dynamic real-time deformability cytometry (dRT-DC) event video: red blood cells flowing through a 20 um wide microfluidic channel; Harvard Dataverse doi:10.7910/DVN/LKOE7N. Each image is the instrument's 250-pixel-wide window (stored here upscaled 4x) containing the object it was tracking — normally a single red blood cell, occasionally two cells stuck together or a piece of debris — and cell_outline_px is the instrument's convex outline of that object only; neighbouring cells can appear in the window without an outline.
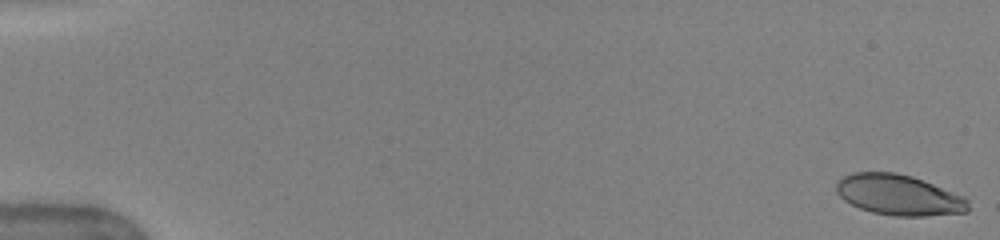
{"species": "human", "species_latin": "Homo sapiens", "temperature_condition": "warm", "stored_images_in_passage": 28, "camera_frame_rate_fps": 3000, "um_per_image_px": 0.085, "donor": {"sex": "female"}, "frame": {"image": 1, "passage_image": 1, "time_ms": 0.0, "image_size_px": [1000, 240], "cell_outline_px": [[968, 212], [924, 216], [896, 216], [872, 212], [860, 208], [844, 200], [836, 192], [836, 180], [852, 172], [896, 172], [912, 176], [924, 180], [964, 196], [968, 200]], "centroid_in_image_um": [76.39, 16.56], "position_along_channel_um": 8.6, "area_um2": 31.33}}
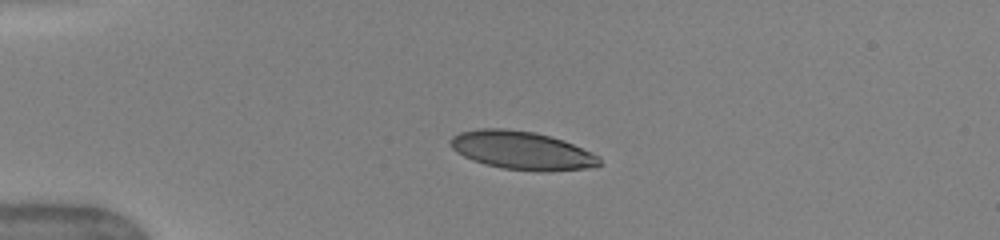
{"frame": {"image": 2, "passage_image": 12, "time_ms": 4.0, "image_size_px": [1000, 240], "cell_outline_px": [[600, 164], [588, 168], [552, 172], [536, 172], [504, 168], [484, 164], [472, 160], [456, 152], [448, 144], [448, 140], [452, 136], [460, 132], [480, 128], [504, 128], [536, 132], [552, 136], [564, 140], [600, 156]], "centroid_in_image_um": [44.35, 12.79], "position_along_channel_um": 40.7, "area_um2": 33.7}}